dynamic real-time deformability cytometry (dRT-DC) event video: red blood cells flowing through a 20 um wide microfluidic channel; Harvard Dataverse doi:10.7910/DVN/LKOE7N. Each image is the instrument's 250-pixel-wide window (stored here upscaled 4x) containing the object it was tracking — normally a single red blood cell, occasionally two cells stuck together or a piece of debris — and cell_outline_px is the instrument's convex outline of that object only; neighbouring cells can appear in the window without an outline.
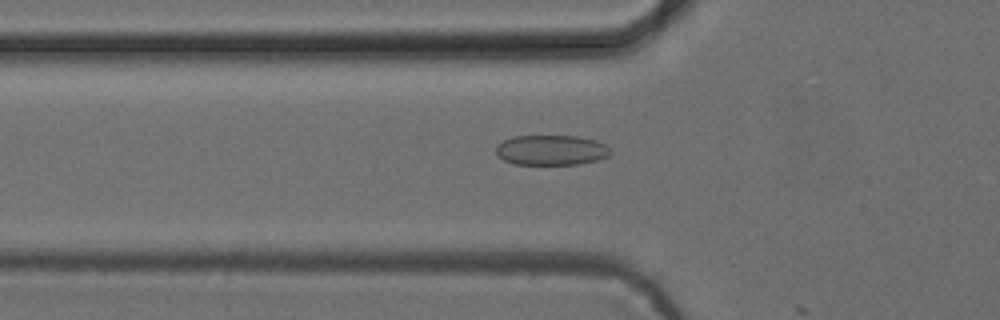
{"species": "common noctule bat (a hibernating species)", "species_latin": "Nyctalus noctula", "temperature_condition": "cold", "stored_images_in_passage": 52, "camera_frame_rate_fps": 3000, "um_per_image_px": 0.085, "animal": {"sex": "female", "body_mass_g": 24.6, "forearm_length_mm": 56.2}, "frame": {"image": 1, "passage_image": 18, "time_ms": 5.667, "image_size_px": [1000, 320], "cell_outline_px": [[612, 152], [608, 156], [596, 160], [580, 164], [512, 164], [496, 156], [496, 144], [512, 136], [576, 136], [596, 140], [604, 144]], "centroid_in_image_um": [46.81, 12.76], "position_along_channel_um": 79.0, "area_um2": 20.17}}
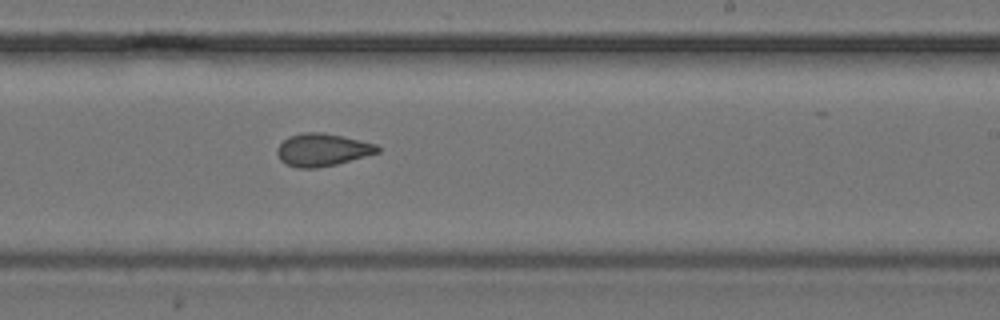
{"frame": {"image": 2, "passage_image": 32, "time_ms": 10.333, "image_size_px": [1000, 320], "cell_outline_px": [[380, 152], [336, 164], [316, 168], [296, 168], [280, 160], [276, 152], [276, 148], [288, 136], [300, 132], [324, 132], [376, 144], [380, 148]], "centroid_in_image_um": [27.37, 12.72], "position_along_channel_um": 261.6, "area_um2": 19.07}}
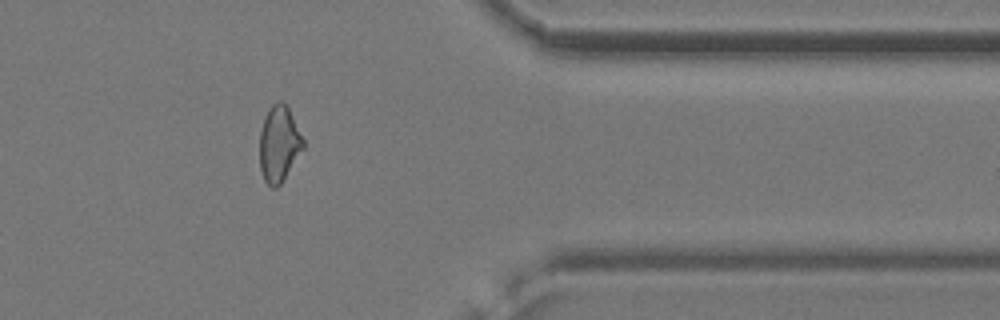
{"frame": {"image": 3, "passage_image": 43, "time_ms": 14.0, "image_size_px": [1000, 320], "cell_outline_px": [[304, 148], [280, 184], [276, 188], [272, 188], [264, 180], [260, 168], [260, 132], [264, 116], [272, 104], [280, 100], [288, 108], [304, 140]], "centroid_in_image_um": [23.7, 12.24], "position_along_channel_um": 387.7, "area_um2": 19.07}, "authors_computed_cell_mechanics": {"area_um2": 19.5942, "velocity_mm_per_s": 3.892, "shape_relaxation_time_tau1_ms": null, "shape_relaxation_time_tau2_ms": 2.793, "deformation_change_tau1": null, "deformation_change_tau2": 0.0853}}